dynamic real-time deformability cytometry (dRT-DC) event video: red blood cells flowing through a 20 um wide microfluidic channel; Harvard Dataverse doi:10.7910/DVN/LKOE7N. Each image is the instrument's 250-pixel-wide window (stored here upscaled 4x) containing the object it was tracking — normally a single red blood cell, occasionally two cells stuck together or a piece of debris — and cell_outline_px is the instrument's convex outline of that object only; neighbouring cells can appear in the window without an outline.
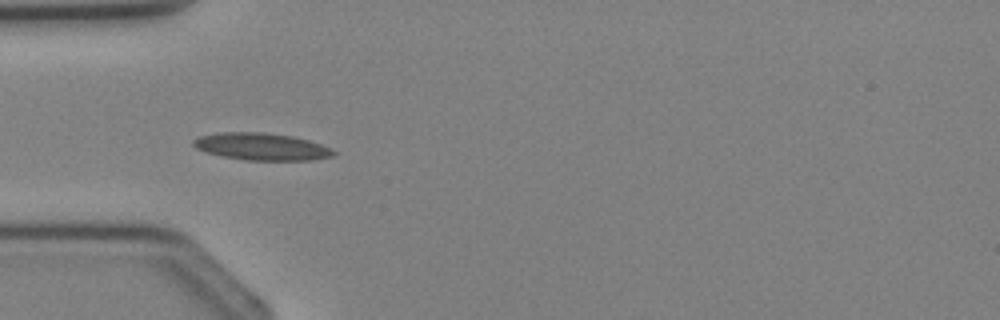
{"species": "Egyptian fruit bat (a non-hibernating species)", "species_latin": "Rousettus aegyptiacus", "temperature_condition": "cold", "stored_images_in_passage": 3, "camera_frame_rate_fps": 3000, "um_per_image_px": 0.085, "animal": {"sex": "female"}, "frame": {"image": 1, "passage_image": 2, "time_ms": 1.0, "image_size_px": [1000, 320], "cell_outline_px": [[336, 152], [332, 156], [312, 160], [248, 160], [224, 156], [204, 152], [196, 148], [192, 144], [192, 140], [196, 136], [216, 132], [264, 132], [292, 136], [308, 140], [320, 144]], "centroid_in_image_um": [22.15, 12.45], "position_along_channel_um": 62.8, "area_um2": 22.2}}
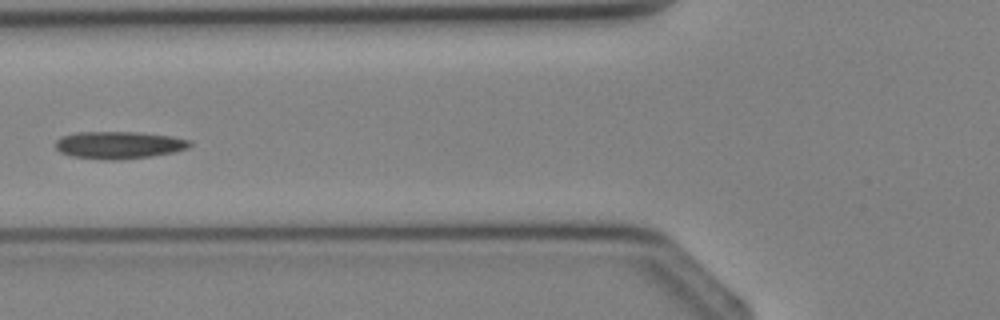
{"frame": {"image": 2, "passage_image": 3, "time_ms": 2.0, "image_size_px": [1000, 320], "cell_outline_px": [[192, 144], [188, 148], [176, 152], [152, 156], [120, 160], [104, 160], [72, 156], [60, 152], [56, 148], [56, 140], [60, 136], [76, 132], [140, 132], [172, 136], [192, 140]], "centroid_in_image_um": [10.14, 12.32], "position_along_channel_um": 115.7, "area_um2": 21.73}}